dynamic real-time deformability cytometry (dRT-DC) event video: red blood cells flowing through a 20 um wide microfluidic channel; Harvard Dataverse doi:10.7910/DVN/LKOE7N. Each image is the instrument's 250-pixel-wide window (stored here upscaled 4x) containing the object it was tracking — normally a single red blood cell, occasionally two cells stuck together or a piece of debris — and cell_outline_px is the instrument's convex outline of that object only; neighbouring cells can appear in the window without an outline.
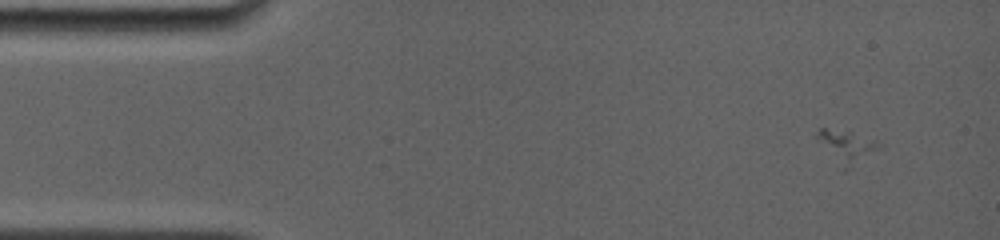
{"species": "common noctule bat (a hibernating species)", "species_latin": "Nyctalus noctula", "temperature_condition": "room temperature", "stored_images_in_passage": 10, "camera_frame_rate_fps": 4000, "um_per_image_px": 0.085, "animal": {"sex": "female", "body_mass_g": 19.0, "forearm_length_mm": 56.7}, "frame": {"image": 1, "passage_image": 1, "time_ms": 0.0, "image_size_px": [1000, 240], "cell_outline_px": [[876, 148], [844, 172], [816, 140], [816, 132], [820, 128], [824, 128], [876, 140]], "centroid_in_image_um": [71.8, 12.48], "position_along_channel_um": 13.2, "area_um2": 10.75}}
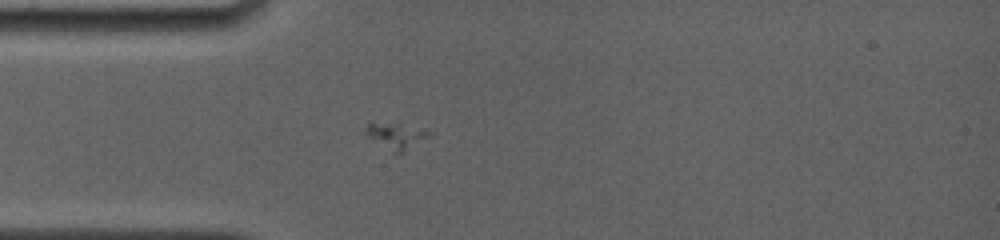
{"frame": {"image": 2, "passage_image": 6, "time_ms": 3.5, "image_size_px": [1000, 240], "cell_outline_px": [[432, 136], [404, 152], [396, 156], [368, 136], [364, 132], [364, 128], [368, 120], [372, 120], [424, 128], [432, 132]], "centroid_in_image_um": [33.66, 11.53], "position_along_channel_um": 51.3, "area_um2": 10.29}}